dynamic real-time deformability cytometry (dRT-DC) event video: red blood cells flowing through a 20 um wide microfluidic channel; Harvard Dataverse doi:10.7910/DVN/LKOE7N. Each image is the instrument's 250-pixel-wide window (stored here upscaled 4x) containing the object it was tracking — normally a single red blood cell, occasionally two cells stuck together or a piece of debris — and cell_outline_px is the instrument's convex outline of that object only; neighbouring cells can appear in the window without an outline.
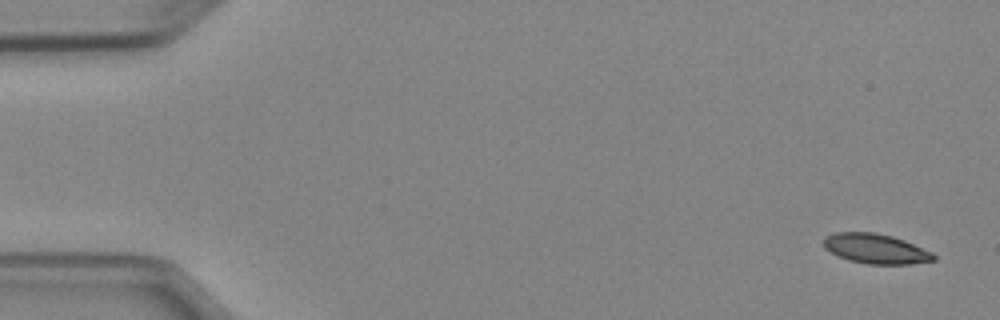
{"species": "Egyptian fruit bat (a non-hibernating species)", "species_latin": "Rousettus aegyptiacus", "temperature_condition": "cold", "stored_images_in_passage": 4, "camera_frame_rate_fps": 3000, "um_per_image_px": 0.085, "animal": {"sex": "female"}, "frame": {"image": 1, "passage_image": 1, "time_ms": 0.0, "image_size_px": [1000, 320], "cell_outline_px": [[936, 260], [908, 264], [868, 264], [848, 260], [824, 248], [824, 236], [836, 232], [876, 232], [892, 236], [904, 240], [932, 252], [936, 256]], "centroid_in_image_um": [74.44, 21.13], "position_along_channel_um": 10.6, "area_um2": 19.07}}